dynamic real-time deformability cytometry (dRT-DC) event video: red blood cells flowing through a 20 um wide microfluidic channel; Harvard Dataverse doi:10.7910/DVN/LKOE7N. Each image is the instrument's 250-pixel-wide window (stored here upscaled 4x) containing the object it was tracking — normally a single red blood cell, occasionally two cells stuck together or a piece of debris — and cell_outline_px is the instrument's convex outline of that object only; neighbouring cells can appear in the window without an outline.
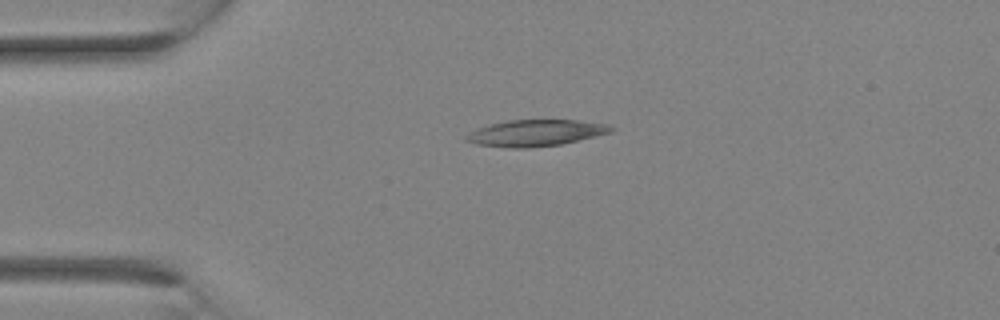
{"species": "Egyptian fruit bat (a non-hibernating species)", "species_latin": "Rousettus aegyptiacus", "temperature_condition": "room temperature", "stored_images_in_passage": 9, "camera_frame_rate_fps": 3000, "um_per_image_px": 0.085, "animal": {"sex": "female"}, "frame": {"image": 1, "passage_image": 7, "time_ms": 2.0, "image_size_px": [1000, 320], "cell_outline_px": [[616, 128], [612, 132], [560, 144], [528, 148], [508, 148], [476, 144], [464, 140], [464, 136], [480, 128], [492, 124], [508, 120], [576, 120], [608, 124]], "centroid_in_image_um": [45.55, 11.3], "position_along_channel_um": 39.5, "area_um2": 22.08}}